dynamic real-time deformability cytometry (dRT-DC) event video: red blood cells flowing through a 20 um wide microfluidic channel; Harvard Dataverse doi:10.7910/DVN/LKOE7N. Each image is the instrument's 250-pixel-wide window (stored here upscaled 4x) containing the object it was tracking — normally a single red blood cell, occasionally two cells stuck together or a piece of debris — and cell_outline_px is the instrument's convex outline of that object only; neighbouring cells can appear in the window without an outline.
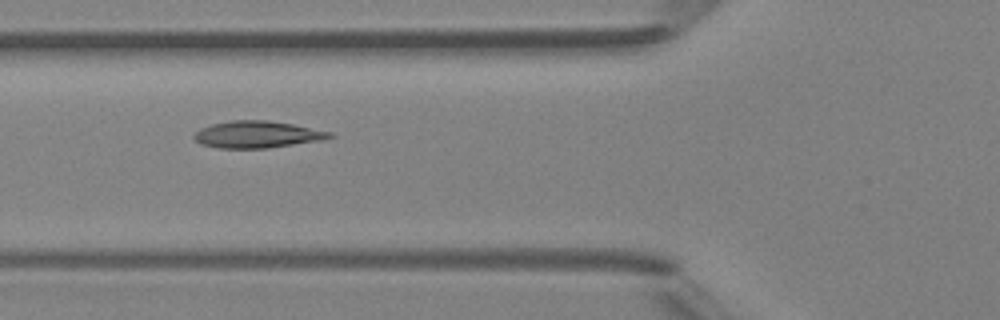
{"species": "Egyptian fruit bat (a non-hibernating species)", "species_latin": "Rousettus aegyptiacus", "temperature_condition": "room temperature", "stored_images_in_passage": 6, "camera_frame_rate_fps": 3000, "um_per_image_px": 0.085, "animal": {"sex": "female"}, "frame": {"image": 1, "passage_image": 5, "time_ms": 5.333, "image_size_px": [1000, 320], "cell_outline_px": [[336, 136], [324, 140], [268, 148], [220, 148], [200, 144], [192, 136], [200, 128], [212, 124], [232, 120], [268, 120], [292, 124], [332, 132]], "centroid_in_image_um": [21.89, 11.43], "position_along_channel_um": 103.9, "area_um2": 21.33}}
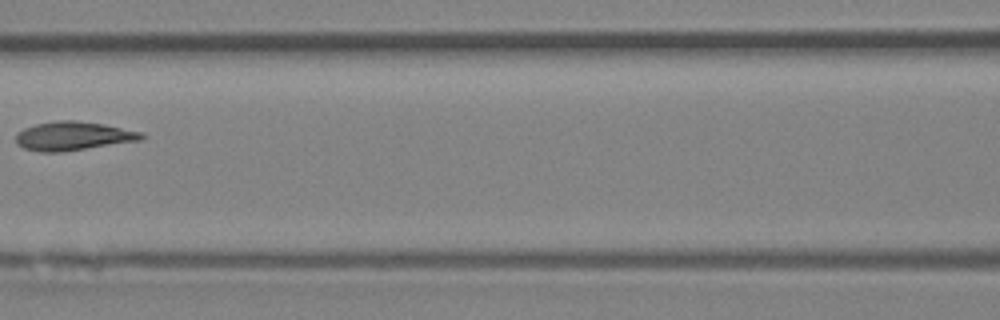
{"frame": {"image": 2, "passage_image": 6, "time_ms": 6.667, "image_size_px": [1000, 320], "cell_outline_px": [[144, 136], [140, 140], [60, 152], [40, 152], [24, 148], [16, 144], [16, 132], [24, 128], [36, 124], [56, 120], [76, 120], [104, 124], [140, 132]], "centroid_in_image_um": [6.15, 11.55], "position_along_channel_um": 160.5, "area_um2": 20.87}}